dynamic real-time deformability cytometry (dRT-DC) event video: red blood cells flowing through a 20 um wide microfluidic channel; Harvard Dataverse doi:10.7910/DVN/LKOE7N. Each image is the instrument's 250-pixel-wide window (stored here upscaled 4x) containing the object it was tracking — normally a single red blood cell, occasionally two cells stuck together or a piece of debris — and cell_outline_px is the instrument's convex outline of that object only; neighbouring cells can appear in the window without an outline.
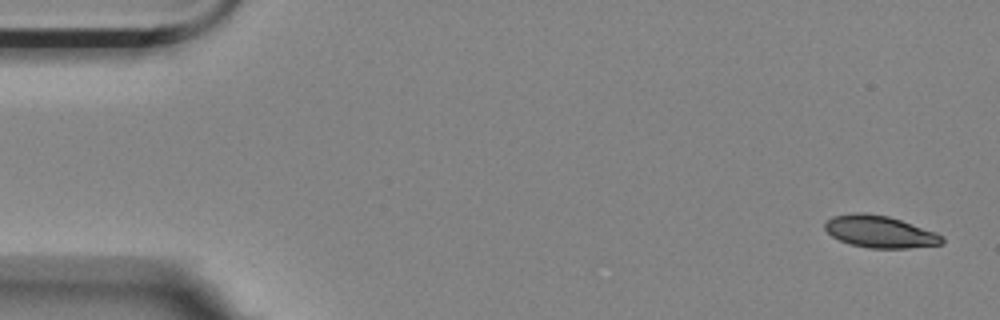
{"species": "Egyptian fruit bat (a non-hibernating species)", "species_latin": "Rousettus aegyptiacus", "temperature_condition": "room temperature", "stored_images_in_passage": 5, "segment_of_instrument_passage": [1, 2], "camera_frame_rate_fps": 3000, "um_per_image_px": 0.085, "animal": {"sex": "female"}, "frame": {"image": 1, "passage_image": 1, "time_ms": 0.0, "image_size_px": [1000, 320], "cell_outline_px": [[944, 244], [908, 248], [868, 248], [852, 244], [840, 240], [832, 236], [824, 228], [824, 224], [832, 216], [852, 212], [864, 212], [888, 216], [936, 232], [944, 236]], "centroid_in_image_um": [74.8, 19.69], "position_along_channel_um": 10.2, "area_um2": 21.91}}
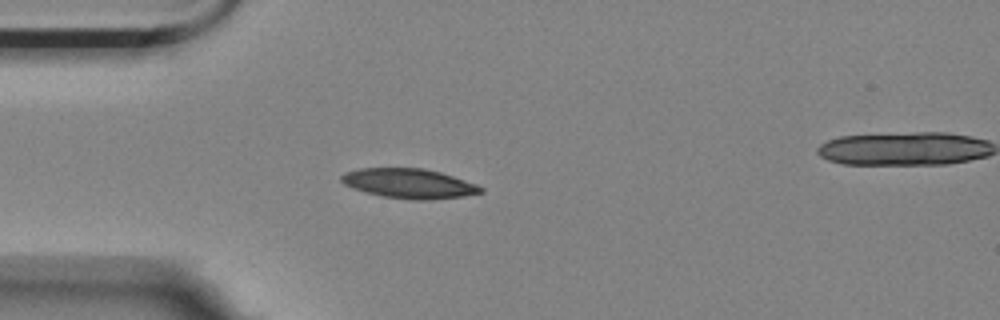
{"frame": {"image": 2, "passage_image": 4, "time_ms": 1.0, "image_size_px": [1000, 320], "cell_outline_px": [[484, 192], [464, 196], [428, 200], [416, 200], [384, 196], [352, 188], [344, 184], [340, 180], [340, 176], [344, 172], [360, 168], [424, 168], [440, 172], [476, 184], [484, 188]], "centroid_in_image_um": [34.77, 15.59], "position_along_channel_um": 50.2, "area_um2": 23.99}}